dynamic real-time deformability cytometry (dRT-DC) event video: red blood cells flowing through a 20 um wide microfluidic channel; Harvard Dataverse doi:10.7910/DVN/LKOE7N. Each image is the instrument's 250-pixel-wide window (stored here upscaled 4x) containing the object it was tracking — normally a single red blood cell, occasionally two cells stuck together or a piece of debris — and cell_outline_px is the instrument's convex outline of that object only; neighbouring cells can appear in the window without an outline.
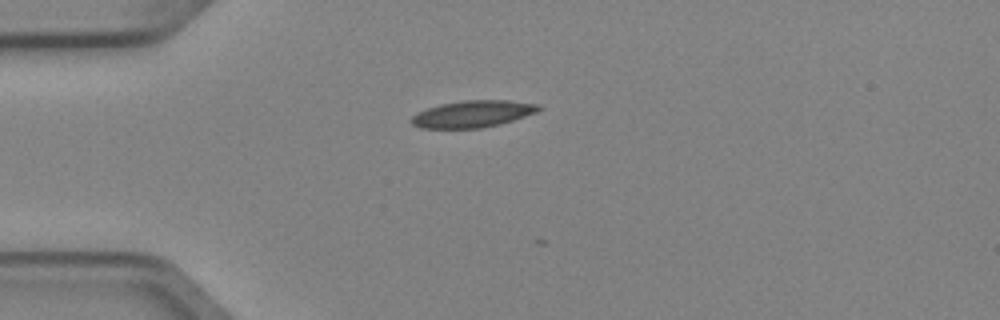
{"species": "Egyptian fruit bat (a non-hibernating species)", "species_latin": "Rousettus aegyptiacus", "temperature_condition": "cold", "stored_images_in_passage": 2, "camera_frame_rate_fps": 3000, "um_per_image_px": 0.085, "animal": {"sex": "female"}, "frame": {"image": 1, "passage_image": 1, "time_ms": 0.0, "image_size_px": [1000, 320], "cell_outline_px": [[540, 108], [536, 112], [500, 124], [480, 128], [420, 128], [412, 124], [408, 120], [416, 112], [440, 104], [464, 100], [508, 100], [540, 104]], "centroid_in_image_um": [40.13, 9.68], "position_along_channel_um": 44.9, "area_um2": 19.88}}